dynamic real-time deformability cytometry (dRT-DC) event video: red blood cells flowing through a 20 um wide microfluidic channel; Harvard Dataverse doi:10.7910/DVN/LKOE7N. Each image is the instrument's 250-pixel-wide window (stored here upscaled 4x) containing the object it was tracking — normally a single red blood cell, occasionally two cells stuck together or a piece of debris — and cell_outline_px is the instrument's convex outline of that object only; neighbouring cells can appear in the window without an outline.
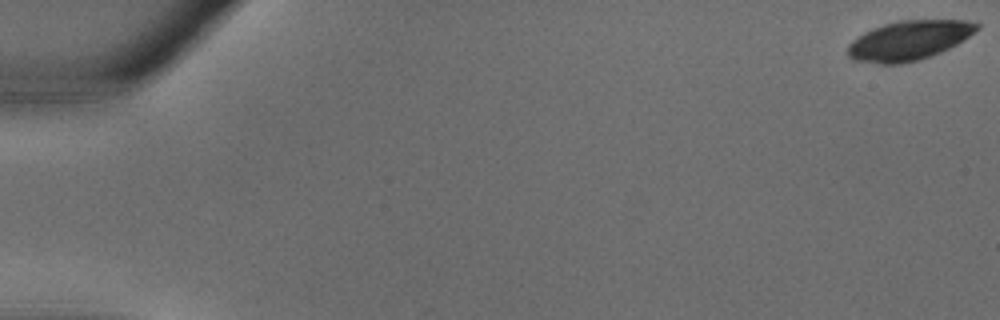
{"species": "common noctule bat (a hibernating species)", "species_latin": "Nyctalus noctula", "temperature_condition": "warm", "stored_images_in_passage": 21, "camera_frame_rate_fps": 3000, "um_per_image_px": 0.085, "animal": {"sex": "male", "body_mass_g": 18.8}, "frame": {"image": 1, "passage_image": 1, "time_ms": 0.0, "image_size_px": [1000, 320], "cell_outline_px": [[980, 28], [956, 44], [940, 52], [920, 60], [900, 64], [880, 64], [856, 60], [848, 56], [848, 44], [852, 40], [864, 32], [872, 28], [884, 24], [900, 20], [968, 20], [980, 24]], "centroid_in_image_um": [77.25, 3.43], "position_along_channel_um": 7.8, "area_um2": 29.59}}